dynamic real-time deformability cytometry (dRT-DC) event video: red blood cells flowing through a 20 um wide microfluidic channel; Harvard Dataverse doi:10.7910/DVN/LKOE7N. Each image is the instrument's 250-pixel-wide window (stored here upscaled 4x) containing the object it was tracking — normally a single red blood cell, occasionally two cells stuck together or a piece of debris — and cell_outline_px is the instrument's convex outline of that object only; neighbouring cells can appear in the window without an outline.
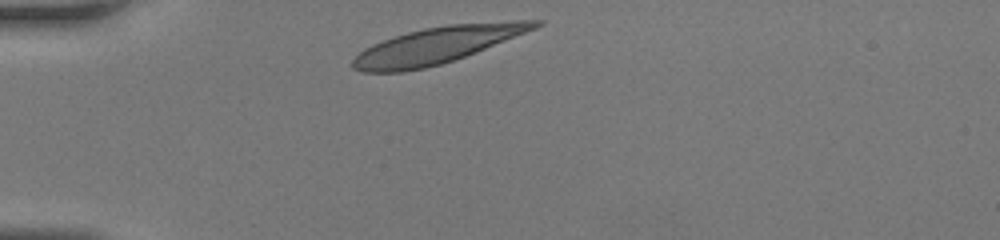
{"species": "human", "species_latin": "Homo sapiens", "temperature_condition": "room temperature", "stored_images_in_passage": 26, "camera_frame_rate_fps": 3000, "um_per_image_px": 0.085, "donor": {"sex": "female"}, "frame": {"image": 1, "passage_image": 1, "time_ms": 0.0, "image_size_px": [1000, 240], "cell_outline_px": [[544, 24], [536, 28], [464, 56], [440, 64], [424, 68], [404, 72], [360, 72], [352, 68], [352, 60], [364, 48], [372, 44], [408, 32], [424, 28], [448, 24], [512, 20], [544, 20]], "centroid_in_image_um": [37.14, 3.83], "position_along_channel_um": 47.9, "area_um2": 38.44}}
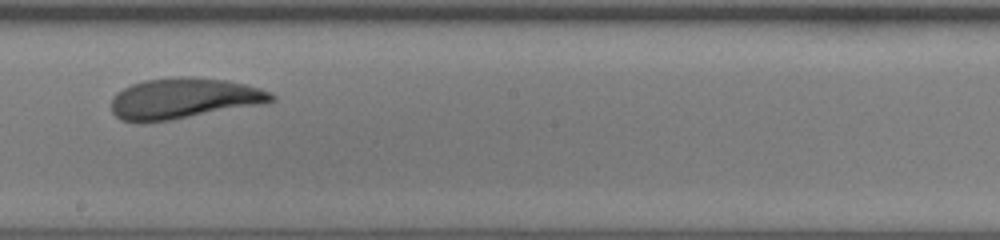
{"frame": {"image": 2, "passage_image": 15, "time_ms": 4.667, "image_size_px": [1000, 240], "cell_outline_px": [[276, 100], [268, 104], [172, 120], [144, 124], [140, 124], [120, 120], [112, 112], [112, 96], [116, 92], [132, 84], [144, 80], [184, 76], [192, 76], [228, 80], [260, 88], [272, 92], [276, 96]], "centroid_in_image_um": [15.65, 8.39], "position_along_channel_um": 232.5, "area_um2": 39.02}}
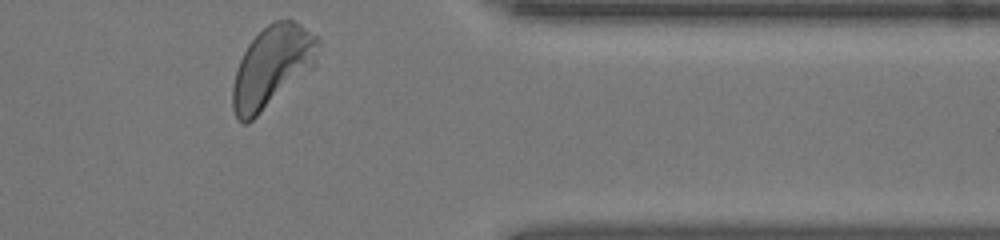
{"frame": {"image": 3, "passage_image": 26, "time_ms": 8.333, "image_size_px": [1000, 240], "cell_outline_px": [[320, 44], [316, 64], [312, 68], [248, 124], [244, 124], [236, 120], [232, 108], [232, 88], [236, 72], [240, 60], [248, 44], [268, 24], [276, 20], [292, 20], [300, 24], [316, 36], [320, 40]], "centroid_in_image_um": [23.12, 5.69], "position_along_channel_um": 388.3, "area_um2": 40.23}}